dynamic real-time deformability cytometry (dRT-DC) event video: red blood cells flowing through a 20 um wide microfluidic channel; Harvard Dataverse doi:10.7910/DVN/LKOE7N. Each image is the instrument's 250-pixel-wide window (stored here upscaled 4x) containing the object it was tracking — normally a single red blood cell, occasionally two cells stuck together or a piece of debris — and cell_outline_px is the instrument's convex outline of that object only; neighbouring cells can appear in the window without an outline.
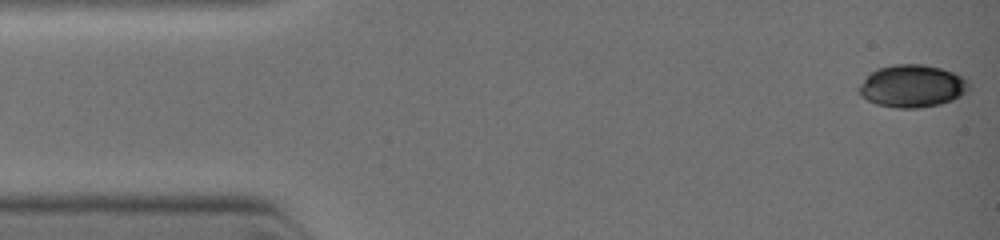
{"species": "common noctule bat (a hibernating species)", "species_latin": "Nyctalus noctula", "temperature_condition": "warm", "stored_images_in_passage": 4, "camera_frame_rate_fps": 3000, "um_per_image_px": 0.085, "animal": {"sex": "female", "body_mass_g": 19.0, "forearm_length_mm": 51.5}, "frame": {"image": 1, "passage_image": 1, "time_ms": 0.0, "image_size_px": [1000, 240], "cell_outline_px": [[968, 92], [952, 100], [940, 104], [916, 108], [896, 108], [876, 104], [868, 100], [860, 92], [860, 84], [876, 68], [892, 64], [924, 64], [940, 68], [968, 76]], "centroid_in_image_um": [77.6, 7.3], "position_along_channel_um": 7.4, "area_um2": 27.28}}
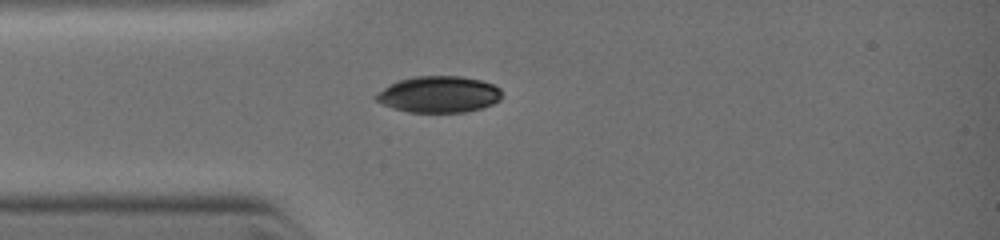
{"frame": {"image": 2, "passage_image": 4, "time_ms": 2.667, "image_size_px": [1000, 240], "cell_outline_px": [[500, 100], [492, 104], [480, 108], [464, 112], [408, 112], [392, 108], [376, 100], [372, 96], [384, 88], [400, 80], [416, 76], [460, 76], [480, 80], [492, 84], [500, 88]], "centroid_in_image_um": [37.29, 8.02], "position_along_channel_um": 47.7, "area_um2": 26.47}}